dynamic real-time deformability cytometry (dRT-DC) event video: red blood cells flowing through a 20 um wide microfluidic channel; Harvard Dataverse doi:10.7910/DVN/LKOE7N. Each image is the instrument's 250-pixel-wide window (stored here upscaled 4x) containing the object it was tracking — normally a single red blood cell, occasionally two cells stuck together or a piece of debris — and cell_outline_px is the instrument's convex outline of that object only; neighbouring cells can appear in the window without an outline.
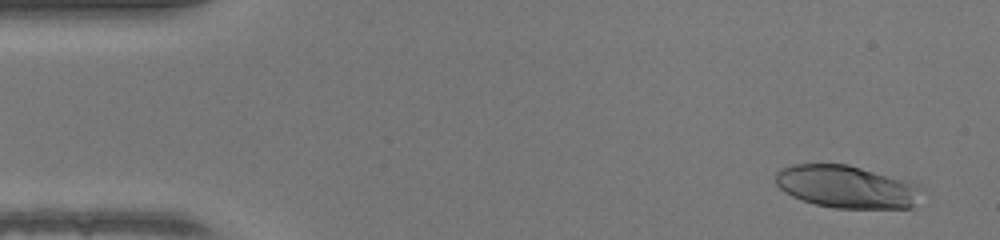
{"species": "human", "species_latin": "Homo sapiens", "temperature_condition": "warm", "stored_images_in_passage": 48, "camera_frame_rate_fps": 3000, "um_per_image_px": 0.085, "donor": {"sex": "female"}, "frame": {"image": 1, "passage_image": 3, "time_ms": 0.667, "image_size_px": [1000, 240], "cell_outline_px": [[924, 188], [912, 208], [836, 208], [816, 204], [792, 196], [784, 192], [776, 184], [776, 172], [780, 168], [792, 164], [848, 164], [916, 184]], "centroid_in_image_um": [71.94, 15.87], "position_along_channel_um": 13.1, "area_um2": 36.01}}
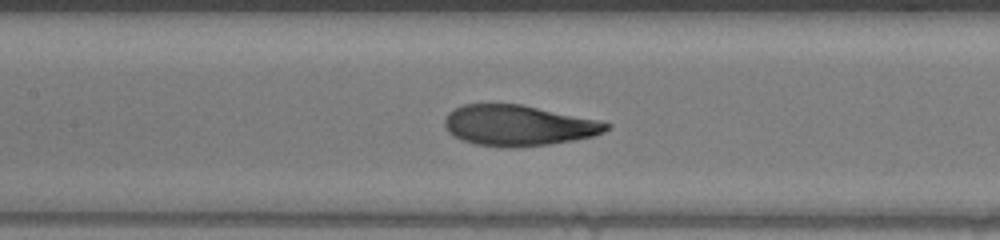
{"frame": {"image": 2, "passage_image": 22, "time_ms": 7.0, "image_size_px": [1000, 240], "cell_outline_px": [[612, 128], [604, 132], [592, 136], [572, 140], [548, 144], [516, 148], [508, 148], [476, 144], [464, 140], [448, 132], [444, 124], [444, 120], [448, 112], [464, 104], [520, 104], [596, 120], [612, 124]], "centroid_in_image_um": [44.05, 10.67], "position_along_channel_um": 163.4, "area_um2": 37.97}}
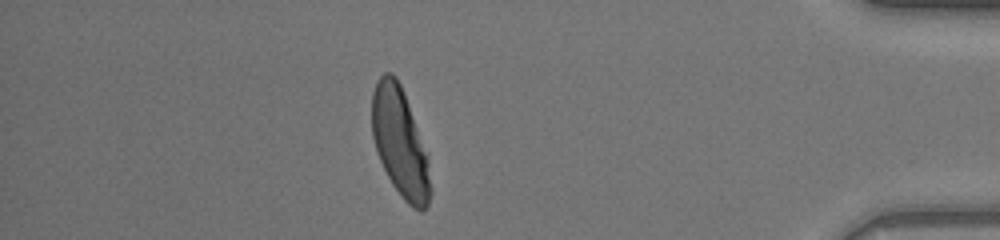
{"frame": {"image": 3, "passage_image": 42, "time_ms": 13.667, "image_size_px": [1000, 240], "cell_outline_px": [[432, 192], [428, 204], [420, 212], [412, 208], [404, 200], [392, 184], [376, 152], [372, 136], [372, 92], [376, 80], [384, 72], [392, 72], [396, 76], [404, 92], [428, 156], [432, 188]], "centroid_in_image_um": [34.01, 12.12], "position_along_channel_um": 401.2, "area_um2": 37.4}, "authors_computed_cell_mechanics": {"area_um2": 37.9168, "velocity_mm_per_s": 4.2741, "shape_relaxation_time_tau1_ms": 3.9218, "shape_relaxation_time_tau2_ms": null, "deformation_change_tau1": 0.2258, "deformation_change_tau2": null}}